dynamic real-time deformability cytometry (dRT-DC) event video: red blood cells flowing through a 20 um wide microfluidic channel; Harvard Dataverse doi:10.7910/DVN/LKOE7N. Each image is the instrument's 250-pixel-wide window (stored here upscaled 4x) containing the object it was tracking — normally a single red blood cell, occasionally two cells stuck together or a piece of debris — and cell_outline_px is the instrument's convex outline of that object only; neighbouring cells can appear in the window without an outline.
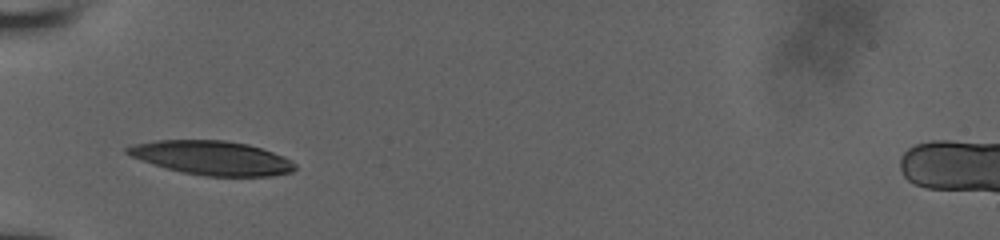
{"species": "human", "species_latin": "Homo sapiens", "temperature_condition": "room temperature", "stored_images_in_passage": 22, "segment_of_instrument_passage": [2, 2], "camera_frame_rate_fps": 3000, "um_per_image_px": 0.085, "donor": {"sex": "male"}, "frame": {"image": 1, "passage_image": 5, "time_ms": 2.667, "image_size_px": [1000, 240], "cell_outline_px": [[296, 168], [292, 172], [272, 176], [204, 176], [184, 172], [168, 168], [140, 160], [124, 152], [124, 148], [132, 144], [156, 140], [224, 140], [248, 144], [284, 156], [292, 160], [296, 164]], "centroid_in_image_um": [18.02, 13.41], "position_along_channel_um": 67.0, "area_um2": 33.23}}
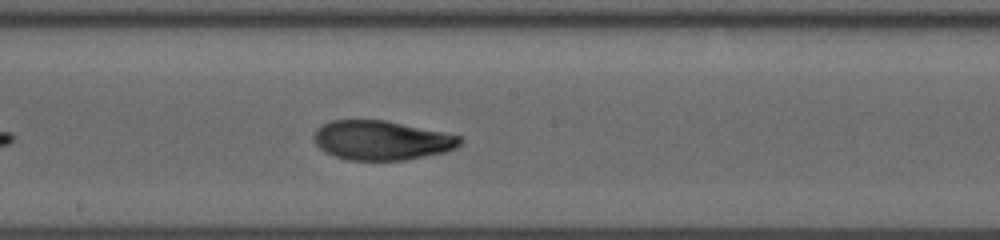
{"frame": {"image": 2, "passage_image": 13, "time_ms": 6.667, "image_size_px": [1000, 240], "cell_outline_px": [[464, 140], [456, 148], [444, 152], [404, 160], [348, 160], [336, 156], [320, 148], [316, 144], [312, 136], [316, 128], [332, 120], [384, 120], [444, 132], [460, 136]], "centroid_in_image_um": [32.43, 11.92], "position_along_channel_um": 215.8, "area_um2": 33.35}}
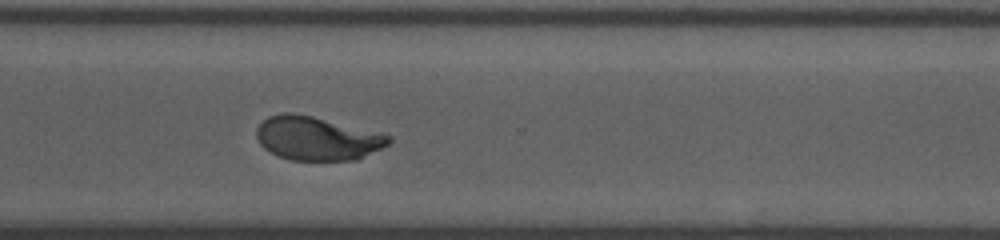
{"frame": {"image": 3, "passage_image": 19, "time_ms": 10.0, "image_size_px": [1000, 240], "cell_outline_px": [[392, 140], [388, 144], [356, 160], [292, 160], [276, 156], [264, 148], [260, 144], [256, 136], [256, 128], [268, 116], [284, 112], [292, 112], [312, 116], [380, 132], [392, 136]], "centroid_in_image_um": [26.93, 11.75], "position_along_channel_um": 343.7, "area_um2": 33.7}}